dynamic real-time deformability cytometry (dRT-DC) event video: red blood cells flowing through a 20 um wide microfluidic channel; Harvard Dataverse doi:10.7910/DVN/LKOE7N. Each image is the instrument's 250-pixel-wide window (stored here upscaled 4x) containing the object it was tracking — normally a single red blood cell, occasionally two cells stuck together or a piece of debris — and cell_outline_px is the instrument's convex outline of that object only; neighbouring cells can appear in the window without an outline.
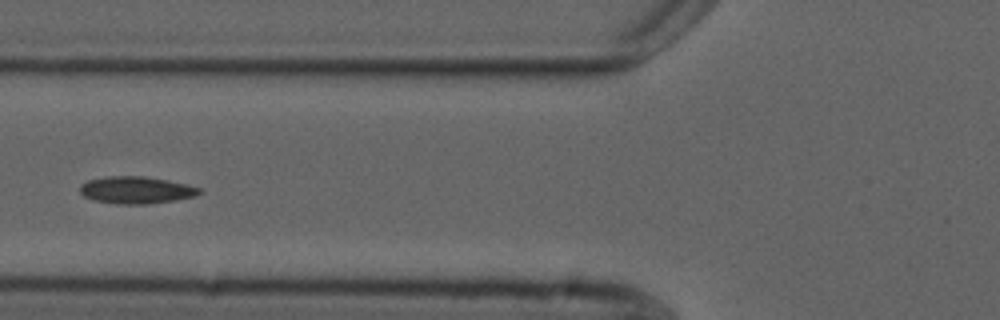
{"species": "common noctule bat (a hibernating species)", "species_latin": "Nyctalus noctula", "temperature_condition": "cold", "stored_images_in_passage": 5, "camera_frame_rate_fps": 3000, "um_per_image_px": 0.085, "animal": {"sex": "male", "forearm_length_mm": 52.5}, "frame": {"image": 1, "passage_image": 5, "time_ms": 4.667, "image_size_px": [1000, 320], "cell_outline_px": [[200, 192], [196, 196], [176, 200], [148, 204], [116, 204], [92, 200], [84, 196], [80, 192], [80, 184], [88, 180], [108, 176], [144, 176], [168, 180], [188, 184], [200, 188]], "centroid_in_image_um": [11.57, 16.15], "position_along_channel_um": 114.2, "area_um2": 19.02}}